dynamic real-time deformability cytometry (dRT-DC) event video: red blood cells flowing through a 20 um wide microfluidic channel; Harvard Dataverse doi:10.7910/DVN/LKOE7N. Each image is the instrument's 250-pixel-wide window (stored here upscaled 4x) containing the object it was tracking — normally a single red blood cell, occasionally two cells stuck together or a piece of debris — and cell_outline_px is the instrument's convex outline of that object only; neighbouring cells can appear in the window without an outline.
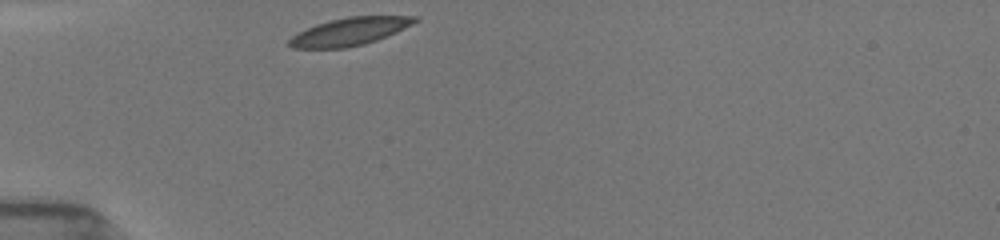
{"species": "common noctule bat (a hibernating species)", "species_latin": "Nyctalus noctula", "temperature_condition": "room temperature", "stored_images_in_passage": 19, "camera_frame_rate_fps": 3000, "um_per_image_px": 0.085, "animal": {"sex": "female", "body_mass_g": 19.5, "forearm_length_mm": 54.1}, "frame": {"image": 1, "passage_image": 1, "time_ms": 0.0, "image_size_px": [1000, 240], "cell_outline_px": [[420, 20], [396, 32], [376, 40], [364, 44], [348, 48], [292, 48], [288, 44], [288, 40], [296, 32], [316, 24], [348, 16], [416, 16]], "centroid_in_image_um": [29.69, 2.68], "position_along_channel_um": 55.3, "area_um2": 20.29}}
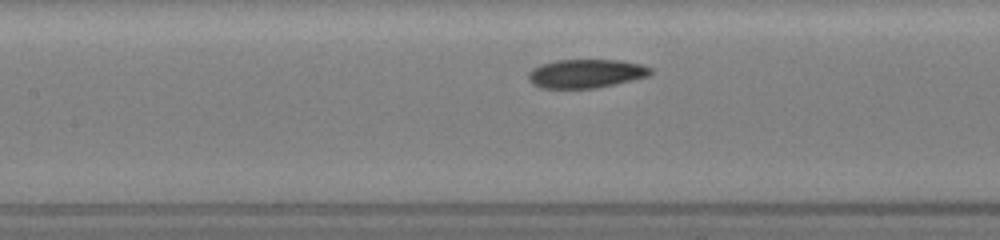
{"frame": {"image": 2, "passage_image": 10, "time_ms": 3.0, "image_size_px": [1000, 240], "cell_outline_px": [[652, 72], [648, 76], [616, 84], [596, 88], [540, 88], [532, 84], [528, 80], [528, 72], [532, 68], [540, 64], [556, 60], [624, 60], [640, 64], [652, 68]], "centroid_in_image_um": [49.78, 6.25], "position_along_channel_um": 157.6, "area_um2": 20.63}}
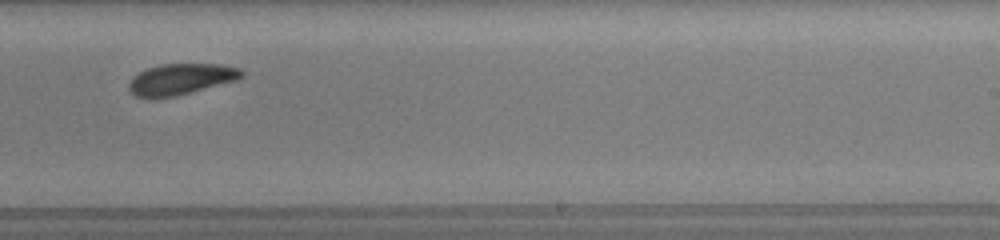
{"frame": {"image": 3, "passage_image": 18, "time_ms": 6.0, "image_size_px": [1000, 240], "cell_outline_px": [[244, 76], [236, 80], [176, 96], [136, 96], [128, 92], [128, 84], [132, 76], [148, 68], [160, 64], [220, 64], [240, 68], [244, 72]], "centroid_in_image_um": [15.38, 6.71], "position_along_channel_um": 273.6, "area_um2": 20.17}}